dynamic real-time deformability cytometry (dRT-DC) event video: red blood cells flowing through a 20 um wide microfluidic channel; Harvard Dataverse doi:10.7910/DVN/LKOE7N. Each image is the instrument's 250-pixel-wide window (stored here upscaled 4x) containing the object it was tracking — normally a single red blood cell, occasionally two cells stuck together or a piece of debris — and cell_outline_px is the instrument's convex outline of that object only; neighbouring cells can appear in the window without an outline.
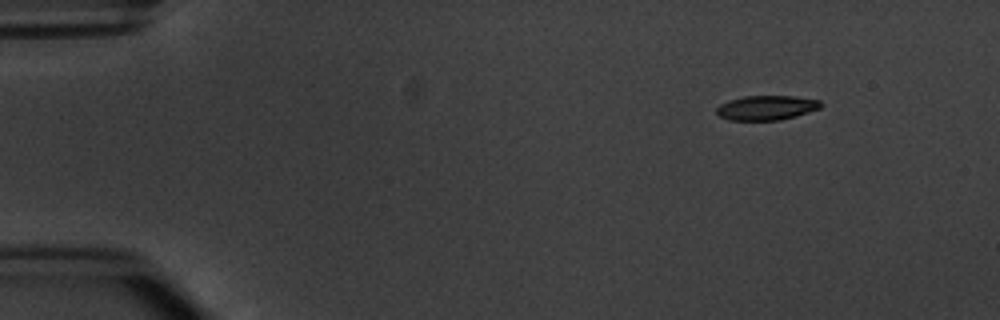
{"species": "common noctule bat (a hibernating species)", "species_latin": "Nyctalus noctula", "temperature_condition": "warm", "stored_images_in_passage": 3, "camera_frame_rate_fps": 3000, "um_per_image_px": 0.085, "animal": {"sex": "male", "body_mass_g": 20.1, "forearm_length_mm": 53.5}, "frame": {"image": 1, "passage_image": 1, "time_ms": 0.0, "image_size_px": [1000, 320], "cell_outline_px": [[824, 104], [820, 108], [796, 116], [780, 120], [728, 120], [720, 116], [716, 112], [716, 108], [720, 104], [728, 100], [744, 96], [796, 96], [820, 100]], "centroid_in_image_um": [65.16, 9.15], "position_along_channel_um": 19.8, "area_um2": 15.03}}
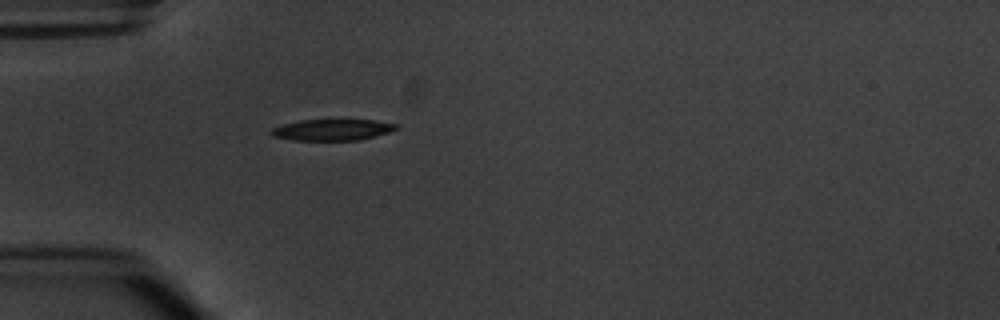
{"frame": {"image": 2, "passage_image": 3, "time_ms": 3.333, "image_size_px": [1000, 320], "cell_outline_px": [[400, 128], [376, 136], [360, 140], [296, 140], [272, 136], [272, 128], [284, 124], [300, 120], [372, 120], [396, 124]], "centroid_in_image_um": [28.28, 11.03], "position_along_channel_um": 56.7, "area_um2": 15.26}}